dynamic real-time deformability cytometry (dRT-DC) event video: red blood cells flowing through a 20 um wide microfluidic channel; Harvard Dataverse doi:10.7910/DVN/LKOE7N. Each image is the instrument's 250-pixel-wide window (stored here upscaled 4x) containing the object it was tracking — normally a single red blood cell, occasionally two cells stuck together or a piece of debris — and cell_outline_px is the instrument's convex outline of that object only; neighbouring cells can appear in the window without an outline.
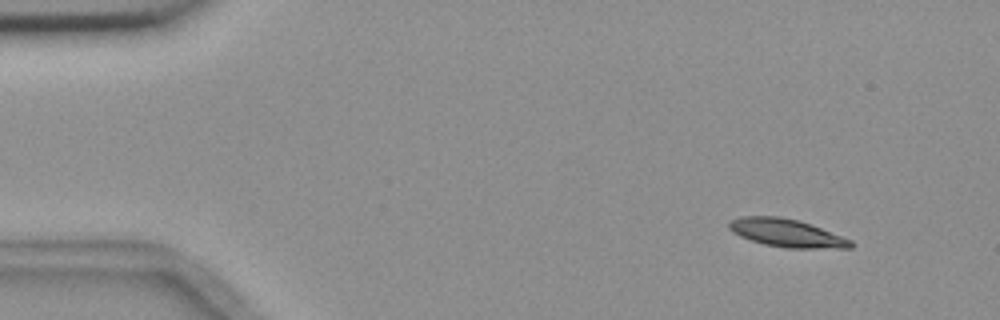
{"species": "common noctule bat (a hibernating species)", "species_latin": "Nyctalus noctula", "temperature_condition": "room temperature", "stored_images_in_passage": 5, "segment_of_instrument_passage": [1, 2], "camera_frame_rate_fps": 3000, "um_per_image_px": 0.085, "animal": {"sex": "female", "body_mass_g": 18.4}, "frame": {"image": 1, "passage_image": 1, "time_ms": 0.0, "image_size_px": [1000, 320], "cell_outline_px": [[852, 248], [784, 248], [764, 244], [740, 236], [732, 232], [728, 228], [728, 224], [732, 220], [740, 216], [780, 216], [796, 220], [820, 228], [852, 240]], "centroid_in_image_um": [66.83, 19.81], "position_along_channel_um": 18.2, "area_um2": 19.59}}
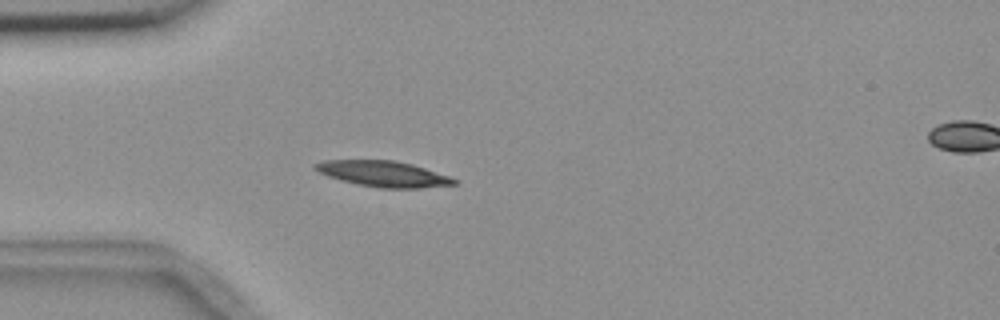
{"frame": {"image": 2, "passage_image": 4, "time_ms": 3.333, "image_size_px": [1000, 320], "cell_outline_px": [[460, 180], [456, 184], [420, 188], [380, 188], [356, 184], [340, 180], [328, 176], [312, 168], [312, 164], [324, 160], [396, 160], [412, 164]], "centroid_in_image_um": [32.56, 14.77], "position_along_channel_um": 52.4, "area_um2": 20.92}}